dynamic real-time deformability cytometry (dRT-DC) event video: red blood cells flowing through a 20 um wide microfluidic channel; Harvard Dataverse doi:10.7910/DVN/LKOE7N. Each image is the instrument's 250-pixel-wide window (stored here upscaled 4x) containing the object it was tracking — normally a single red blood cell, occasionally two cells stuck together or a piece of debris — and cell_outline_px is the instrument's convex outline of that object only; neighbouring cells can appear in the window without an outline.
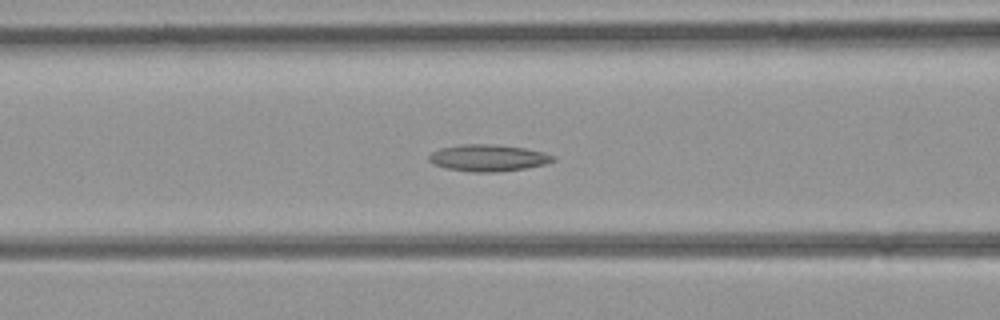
{"species": "common noctule bat (a hibernating species)", "species_latin": "Nyctalus noctula", "temperature_condition": "room temperature", "stored_images_in_passage": 40, "camera_frame_rate_fps": 3000, "um_per_image_px": 0.085, "animal": {"sex": "female", "body_mass_g": 21.9}, "frame": {"image": 1, "passage_image": 14, "time_ms": 4.333, "image_size_px": [1000, 320], "cell_outline_px": [[556, 160], [544, 164], [524, 168], [496, 172], [472, 172], [444, 168], [432, 164], [428, 160], [428, 156], [432, 152], [440, 148], [460, 144], [492, 144], [524, 148], [544, 152], [556, 156]], "centroid_in_image_um": [41.46, 13.42], "position_along_channel_um": 125.1, "area_um2": 19.42}}
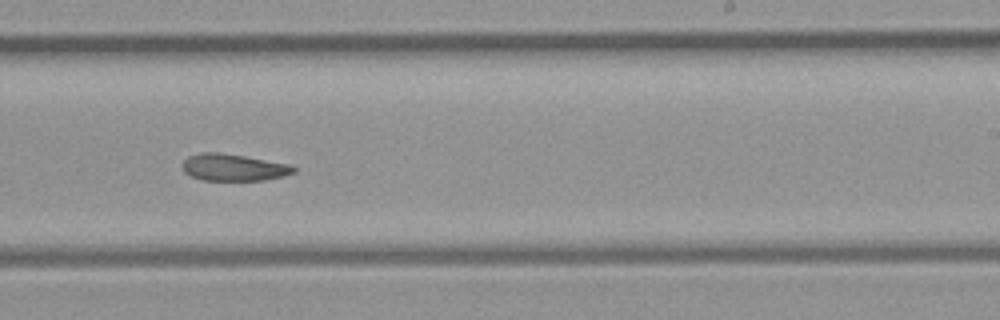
{"frame": {"image": 2, "passage_image": 23, "time_ms": 7.333, "image_size_px": [1000, 320], "cell_outline_px": [[296, 172], [284, 176], [264, 180], [200, 180], [184, 172], [184, 160], [188, 156], [204, 152], [216, 152], [244, 156], [292, 164], [296, 168]], "centroid_in_image_um": [19.9, 14.23], "position_along_channel_um": 269.1, "area_um2": 17.4}}
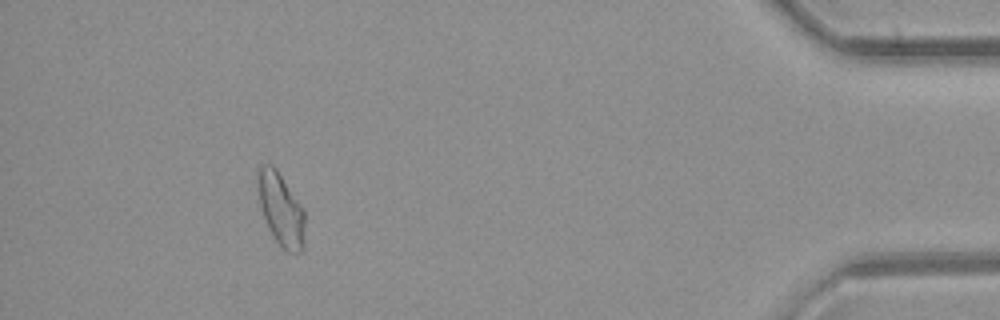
{"frame": {"image": 3, "passage_image": 36, "time_ms": 11.667, "image_size_px": [1000, 320], "cell_outline_px": [[304, 248], [300, 252], [288, 252], [276, 240], [268, 228], [260, 204], [256, 180], [256, 172], [260, 164], [272, 164], [276, 168], [304, 208]], "centroid_in_image_um": [23.87, 17.74], "position_along_channel_um": 411.3, "area_um2": 20.06}}